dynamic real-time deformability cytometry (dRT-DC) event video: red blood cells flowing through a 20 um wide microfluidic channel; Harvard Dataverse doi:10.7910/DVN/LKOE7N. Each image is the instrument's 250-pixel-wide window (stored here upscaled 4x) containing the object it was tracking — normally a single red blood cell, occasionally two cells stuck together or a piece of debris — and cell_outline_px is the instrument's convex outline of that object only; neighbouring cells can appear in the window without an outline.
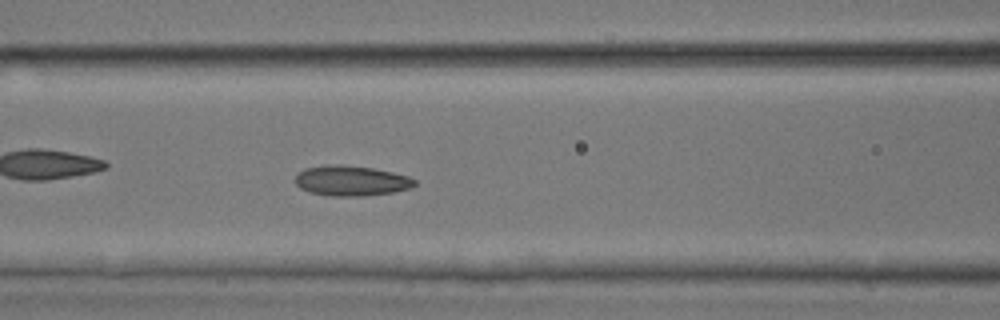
{"species": "common noctule bat (a hibernating species)", "species_latin": "Nyctalus noctula", "temperature_condition": "room temperature", "stored_images_in_passage": 45, "camera_frame_rate_fps": 3000, "um_per_image_px": 0.085, "animal": {"sex": "male", "body_mass_g": 17.9, "forearm_length_mm": 54.2}, "frame": {"image": 1, "passage_image": 20, "time_ms": 6.333, "image_size_px": [1000, 320], "cell_outline_px": [[416, 184], [412, 188], [392, 192], [364, 196], [332, 196], [308, 192], [300, 188], [296, 184], [296, 172], [304, 168], [332, 164], [340, 164], [372, 168], [392, 172], [408, 176], [416, 180]], "centroid_in_image_um": [29.84, 15.36], "position_along_channel_um": 136.8, "area_um2": 21.15}}
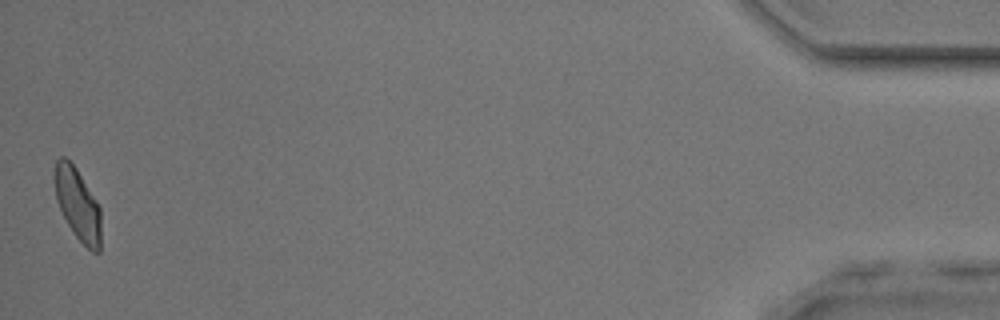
{"frame": {"image": 2, "passage_image": 45, "time_ms": 14.667, "image_size_px": [1000, 320], "cell_outline_px": [[100, 252], [92, 252], [72, 232], [56, 200], [52, 176], [56, 160], [60, 156], [64, 156], [76, 168], [96, 200], [100, 208]], "centroid_in_image_um": [6.57, 17.32], "position_along_channel_um": 428.6, "area_um2": 19.48}}